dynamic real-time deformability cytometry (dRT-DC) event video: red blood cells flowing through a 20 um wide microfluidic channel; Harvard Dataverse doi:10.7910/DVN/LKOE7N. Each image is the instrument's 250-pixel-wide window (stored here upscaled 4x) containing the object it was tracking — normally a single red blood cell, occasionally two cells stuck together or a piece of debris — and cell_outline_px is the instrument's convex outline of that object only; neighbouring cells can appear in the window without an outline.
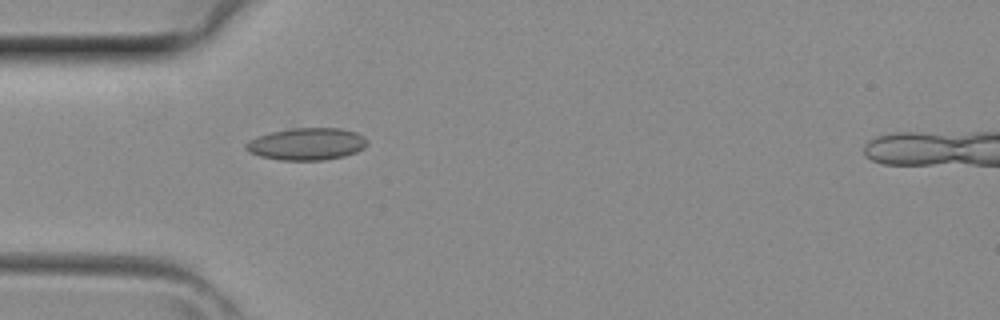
{"species": "common noctule bat (a hibernating species)", "species_latin": "Nyctalus noctula", "temperature_condition": "room temperature", "stored_images_in_passage": 2, "camera_frame_rate_fps": 3000, "um_per_image_px": 0.085, "animal": {"sex": "female", "body_mass_g": 29.2, "forearm_length_mm": 56.3}, "frame": {"image": 1, "passage_image": 2, "time_ms": 0.333, "image_size_px": [1000, 320], "cell_outline_px": [[368, 144], [364, 148], [356, 152], [344, 156], [320, 160], [280, 160], [260, 156], [248, 152], [244, 148], [244, 144], [260, 136], [272, 132], [288, 128], [340, 128], [356, 132], [364, 136], [368, 140]], "centroid_in_image_um": [26.1, 12.24], "position_along_channel_um": 58.9, "area_um2": 22.72}}